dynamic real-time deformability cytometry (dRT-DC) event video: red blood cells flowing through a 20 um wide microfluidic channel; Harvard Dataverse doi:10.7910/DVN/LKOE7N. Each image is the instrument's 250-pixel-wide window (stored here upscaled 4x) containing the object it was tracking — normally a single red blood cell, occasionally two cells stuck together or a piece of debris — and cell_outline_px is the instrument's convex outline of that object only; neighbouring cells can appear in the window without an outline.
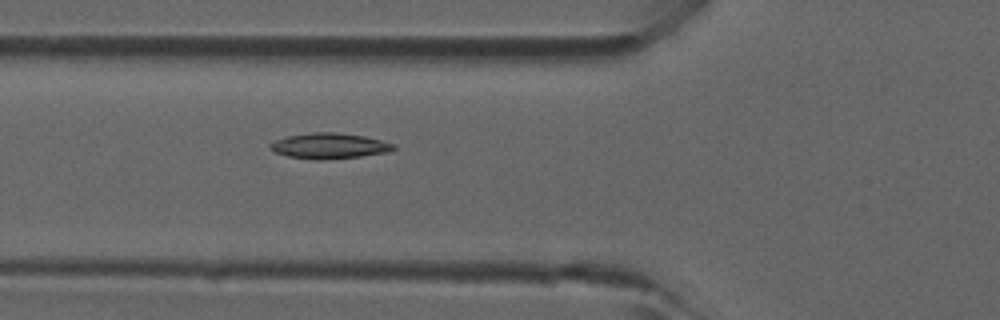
{"species": "common noctule bat (a hibernating species)", "species_latin": "Nyctalus noctula", "temperature_condition": "room temperature", "stored_images_in_passage": 35, "camera_frame_rate_fps": 3000, "um_per_image_px": 0.085, "animal": {"sex": "male", "forearm_length_mm": 52.5}, "frame": {"image": 1, "passage_image": 6, "time_ms": 1.667, "image_size_px": [1000, 320], "cell_outline_px": [[396, 148], [392, 152], [360, 156], [324, 160], [316, 160], [288, 156], [276, 152], [268, 148], [268, 144], [276, 140], [288, 136], [312, 132], [332, 132], [364, 136], [396, 144]], "centroid_in_image_um": [28.02, 12.4], "position_along_channel_um": 97.8, "area_um2": 18.44}}